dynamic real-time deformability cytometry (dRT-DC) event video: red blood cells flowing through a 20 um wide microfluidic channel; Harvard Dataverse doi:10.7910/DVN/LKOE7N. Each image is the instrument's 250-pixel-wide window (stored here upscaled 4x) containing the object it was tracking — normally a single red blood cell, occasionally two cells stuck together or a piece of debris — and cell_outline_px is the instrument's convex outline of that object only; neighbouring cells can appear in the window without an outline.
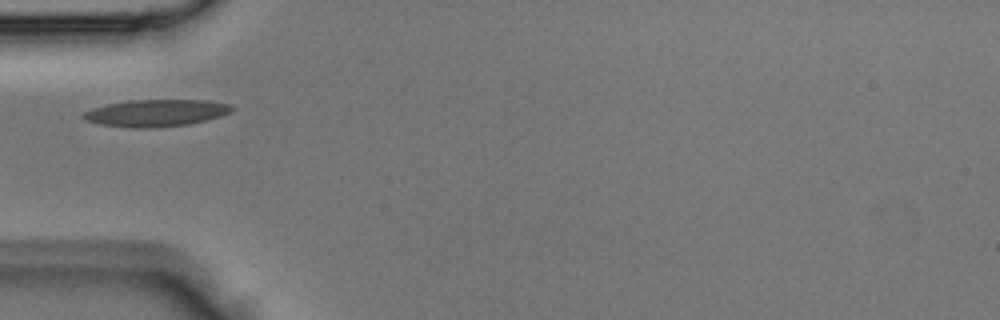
{"species": "Egyptian fruit bat (a non-hibernating species)", "species_latin": "Rousettus aegyptiacus", "temperature_condition": "room temperature", "stored_images_in_passage": 2, "camera_frame_rate_fps": 3000, "um_per_image_px": 0.085, "animal": {"sex": "male"}, "frame": {"image": 1, "passage_image": 1, "time_ms": 0.0, "image_size_px": [1000, 320], "cell_outline_px": [[236, 108], [232, 112], [220, 116], [188, 124], [156, 128], [132, 128], [100, 124], [84, 120], [80, 116], [84, 112], [92, 108], [108, 104], [128, 100], [208, 100], [232, 104]], "centroid_in_image_um": [13.28, 9.6], "position_along_channel_um": 71.7, "area_um2": 23.58}}